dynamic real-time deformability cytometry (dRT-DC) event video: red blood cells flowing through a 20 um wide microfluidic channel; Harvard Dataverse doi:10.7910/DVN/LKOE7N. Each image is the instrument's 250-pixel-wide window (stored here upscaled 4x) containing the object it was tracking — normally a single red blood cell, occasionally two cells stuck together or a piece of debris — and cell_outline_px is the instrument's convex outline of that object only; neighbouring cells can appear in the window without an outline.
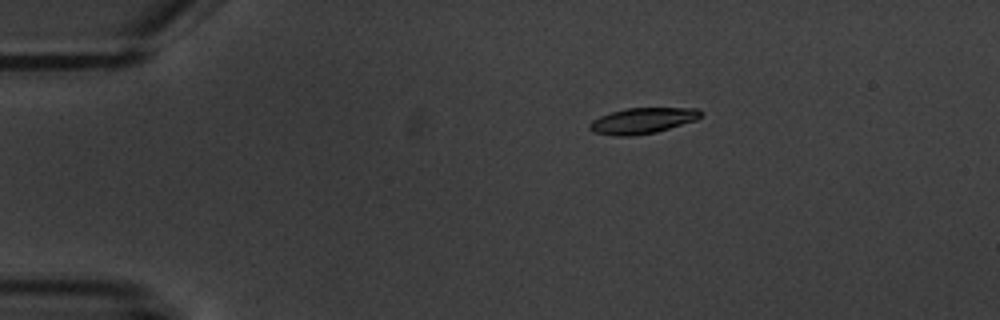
{"species": "common noctule bat (a hibernating species)", "species_latin": "Nyctalus noctula", "temperature_condition": "warm", "stored_images_in_passage": 6, "camera_frame_rate_fps": 3000, "um_per_image_px": 0.085, "animal": {"sex": "male", "body_mass_g": 20.1, "forearm_length_mm": 53.5}, "frame": {"image": 1, "passage_image": 4, "time_ms": 3.667, "image_size_px": [1000, 320], "cell_outline_px": [[704, 112], [696, 120], [656, 132], [632, 136], [616, 136], [592, 132], [588, 128], [588, 124], [592, 120], [600, 116], [612, 112], [628, 108], [696, 108]], "centroid_in_image_um": [54.59, 10.26], "position_along_channel_um": 30.4, "area_um2": 16.7}}